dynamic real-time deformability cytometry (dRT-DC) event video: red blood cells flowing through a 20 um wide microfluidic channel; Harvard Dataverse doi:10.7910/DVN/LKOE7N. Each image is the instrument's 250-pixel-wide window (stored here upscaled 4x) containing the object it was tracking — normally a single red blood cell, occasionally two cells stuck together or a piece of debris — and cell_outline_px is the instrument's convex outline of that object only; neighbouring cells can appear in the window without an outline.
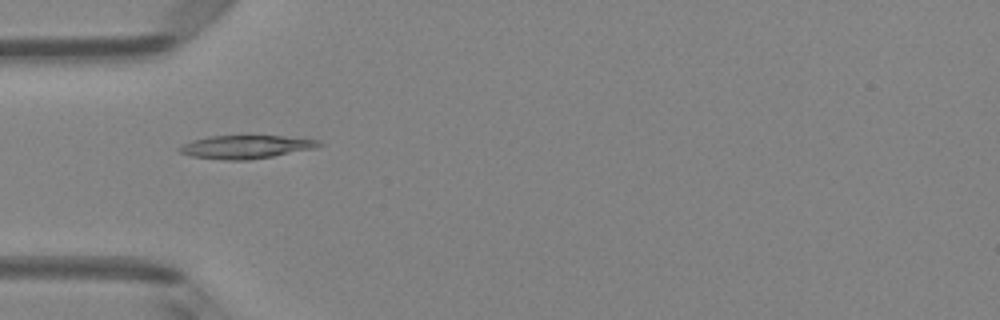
{"species": "Egyptian fruit bat (a non-hibernating species)", "species_latin": "Rousettus aegyptiacus", "temperature_condition": "room temperature", "stored_images_in_passage": 47, "camera_frame_rate_fps": 3000, "um_per_image_px": 0.085, "animal": {"sex": "female"}, "frame": {"image": 1, "passage_image": 14, "time_ms": 4.333, "image_size_px": [1000, 320], "cell_outline_px": [[324, 144], [316, 148], [272, 156], [248, 160], [224, 160], [192, 156], [180, 152], [176, 148], [192, 140], [208, 136], [304, 136], [320, 140]], "centroid_in_image_um": [20.99, 12.47], "position_along_channel_um": 64.0, "area_um2": 19.13}}
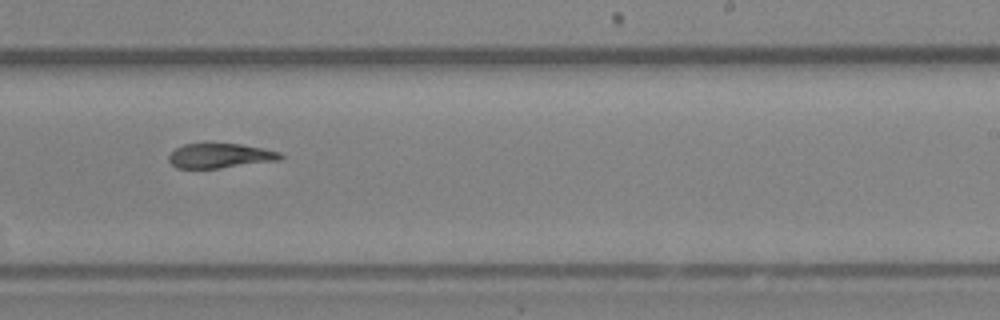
{"frame": {"image": 2, "passage_image": 29, "time_ms": 9.333, "image_size_px": [1000, 320], "cell_outline_px": [[284, 156], [280, 160], [220, 168], [176, 168], [168, 160], [168, 156], [176, 148], [184, 144], [240, 144], [280, 152]], "centroid_in_image_um": [18.7, 13.25], "position_along_channel_um": 270.3, "area_um2": 15.84}}
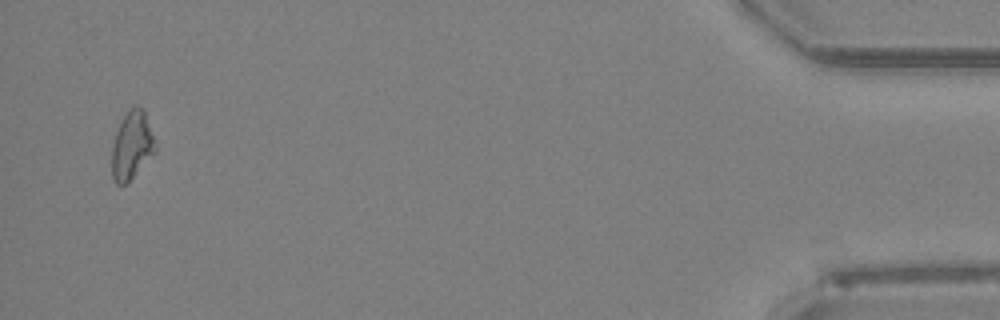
{"frame": {"image": 3, "passage_image": 46, "time_ms": 15.0, "image_size_px": [1000, 320], "cell_outline_px": [[156, 152], [124, 184], [116, 184], [112, 176], [112, 144], [116, 132], [128, 108], [136, 104], [140, 104], [144, 112], [156, 148]], "centroid_in_image_um": [11.18, 12.33], "position_along_channel_um": 424.0, "area_um2": 16.76}, "authors_computed_cell_mechanics": {"area_um2": 17.2822, "velocity_mm_per_s": 4.1584, "shape_relaxation_time_tau1_ms": 6.6123, "shape_relaxation_time_tau2_ms": 3.7473, "deformation_change_tau1": 0.1857, "deformation_change_tau2": 0.1105}}